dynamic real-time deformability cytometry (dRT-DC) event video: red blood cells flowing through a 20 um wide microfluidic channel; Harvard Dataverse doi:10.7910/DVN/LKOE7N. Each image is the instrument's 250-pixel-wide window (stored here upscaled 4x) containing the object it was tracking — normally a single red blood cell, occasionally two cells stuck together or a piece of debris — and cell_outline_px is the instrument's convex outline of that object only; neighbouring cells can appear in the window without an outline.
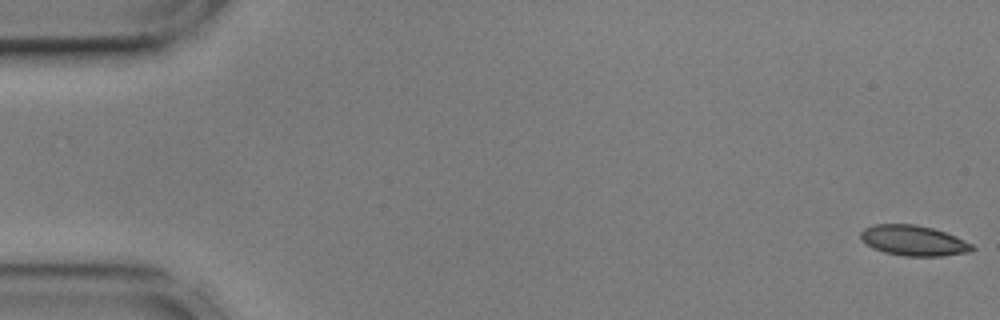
{"species": "common noctule bat (a hibernating species)", "species_latin": "Nyctalus noctula", "temperature_condition": "cold", "stored_images_in_passage": 56, "camera_frame_rate_fps": 3000, "um_per_image_px": 0.085, "animal": {"sex": "male", "body_mass_g": 17.9, "forearm_length_mm": 54.2}, "frame": {"image": 1, "passage_image": 1, "time_ms": 0.0, "image_size_px": [1000, 320], "cell_outline_px": [[976, 248], [972, 252], [940, 256], [904, 256], [884, 252], [872, 248], [860, 240], [860, 232], [864, 228], [872, 224], [916, 224], [932, 228], [956, 236], [972, 244]], "centroid_in_image_um": [77.63, 20.45], "position_along_channel_um": 7.4, "area_um2": 19.94}}
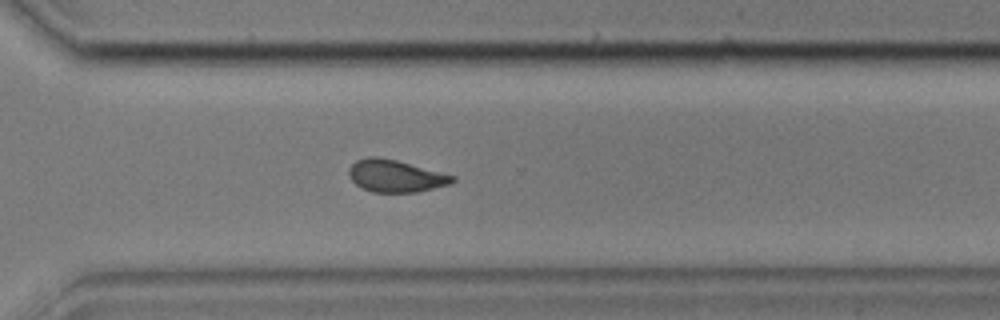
{"frame": {"image": 2, "passage_image": 40, "time_ms": 13.0, "image_size_px": [1000, 320], "cell_outline_px": [[456, 180], [452, 184], [416, 192], [372, 192], [360, 188], [348, 176], [348, 168], [356, 160], [368, 156], [376, 156], [396, 160], [456, 176]], "centroid_in_image_um": [33.6, 14.96], "position_along_channel_um": 337.0, "area_um2": 19.59}}
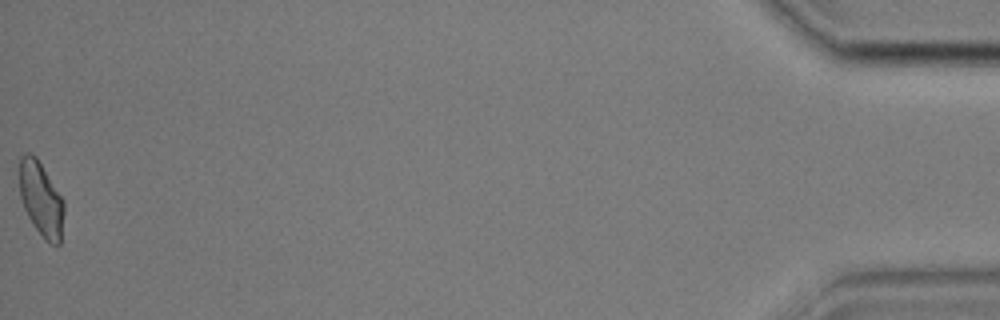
{"frame": {"image": 3, "passage_image": 56, "time_ms": 18.333, "image_size_px": [1000, 320], "cell_outline_px": [[64, 212], [60, 244], [56, 248], [48, 244], [44, 240], [32, 224], [24, 208], [20, 196], [20, 156], [28, 152], [36, 156], [64, 200]], "centroid_in_image_um": [3.51, 16.98], "position_along_channel_um": 431.7, "area_um2": 19.54}, "authors_computed_cell_mechanics": {"area_um2": 19.9699, "velocity_mm_per_s": 3.5957, "shape_relaxation_time_tau1_ms": 5.4908, "shape_relaxation_time_tau2_ms": 2.6719, "deformation_change_tau1": 0.1279, "deformation_change_tau2": 0.0873}}